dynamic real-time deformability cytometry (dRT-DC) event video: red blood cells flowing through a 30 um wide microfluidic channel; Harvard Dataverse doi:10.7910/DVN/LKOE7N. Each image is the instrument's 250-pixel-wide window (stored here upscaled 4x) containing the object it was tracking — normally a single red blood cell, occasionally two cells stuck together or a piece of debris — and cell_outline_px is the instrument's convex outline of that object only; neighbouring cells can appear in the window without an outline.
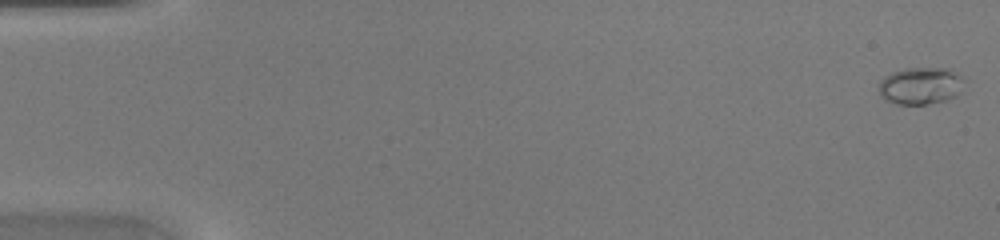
{"species": "common noctule bat (a hibernating species)", "species_latin": "Nyctalus noctula", "temperature_condition": "warm", "stored_images_in_passage": 47, "camera_frame_rate_fps": 3000, "um_per_image_px": 0.085, "animal": {"sex": "female", "body_mass_g": 20.0, "forearm_length_mm": 54.0}, "frame": {"image": 1, "passage_image": 1, "time_ms": 0.0, "image_size_px": [1000, 240], "cell_outline_px": [[960, 92], [956, 96], [948, 100], [928, 104], [896, 104], [884, 100], [880, 92], [880, 80], [884, 76], [892, 72], [904, 68], [952, 68], [960, 76]], "centroid_in_image_um": [78.22, 7.29], "position_along_channel_um": 6.8, "area_um2": 18.44}}
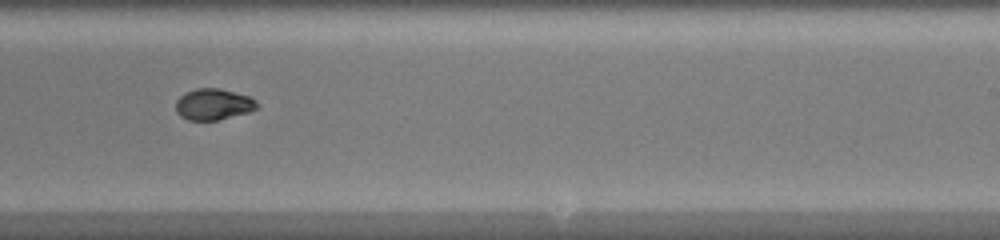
{"frame": {"image": 2, "passage_image": 30, "time_ms": 9.667, "image_size_px": [1000, 240], "cell_outline_px": [[260, 108], [248, 112], [216, 120], [188, 120], [180, 116], [176, 112], [176, 100], [184, 92], [196, 88], [220, 88], [248, 96], [256, 100], [260, 104]], "centroid_in_image_um": [18.14, 8.86], "position_along_channel_um": 270.9, "area_um2": 14.91}}
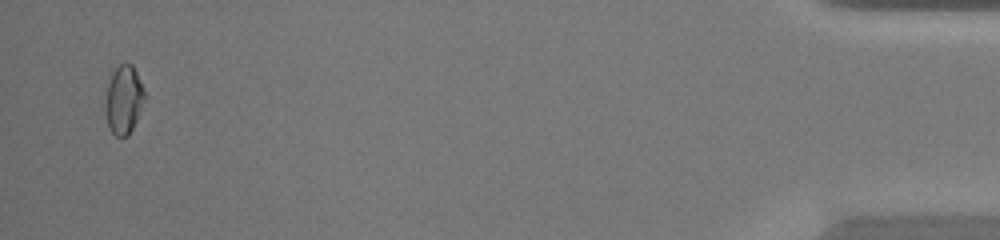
{"frame": {"image": 3, "passage_image": 46, "time_ms": 15.0, "image_size_px": [1000, 240], "cell_outline_px": [[144, 96], [136, 120], [128, 136], [116, 136], [112, 132], [108, 124], [104, 112], [104, 104], [108, 84], [112, 72], [120, 64], [132, 64], [144, 88]], "centroid_in_image_um": [10.48, 8.47], "position_along_channel_um": 424.7, "area_um2": 15.37}}